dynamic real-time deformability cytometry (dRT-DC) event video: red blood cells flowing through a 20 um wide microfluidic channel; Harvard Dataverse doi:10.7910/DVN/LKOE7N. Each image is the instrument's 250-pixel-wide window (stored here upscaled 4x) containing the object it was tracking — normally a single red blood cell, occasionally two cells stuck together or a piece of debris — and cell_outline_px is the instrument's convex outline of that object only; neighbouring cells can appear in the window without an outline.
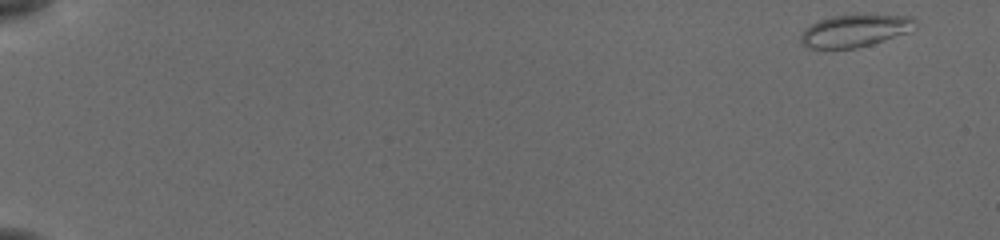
{"species": "common noctule bat (a hibernating species)", "species_latin": "Nyctalus noctula", "temperature_condition": "cold", "stored_images_in_passage": 54, "camera_frame_rate_fps": 3000, "um_per_image_px": 0.085, "animal": {"sex": "female", "body_mass_g": 19.5, "forearm_length_mm": 54.1}, "frame": {"image": 1, "passage_image": 1, "time_ms": 0.0, "image_size_px": [1000, 240], "cell_outline_px": [[916, 28], [908, 32], [872, 44], [856, 48], [804, 48], [800, 44], [800, 36], [804, 28], [820, 20], [832, 16], [864, 12], [912, 16], [916, 20]], "centroid_in_image_um": [72.69, 2.57], "position_along_channel_um": 12.3, "area_um2": 22.43}}
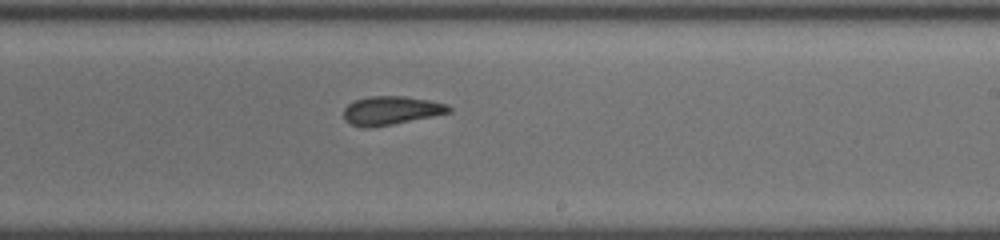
{"frame": {"image": 2, "passage_image": 34, "time_ms": 11.0, "image_size_px": [1000, 240], "cell_outline_px": [[452, 112], [372, 128], [364, 128], [352, 124], [344, 120], [344, 108], [348, 104], [356, 100], [368, 96], [404, 96], [428, 100], [448, 104], [452, 108]], "centroid_in_image_um": [33.24, 9.39], "position_along_channel_um": 255.8, "area_um2": 17.51}}
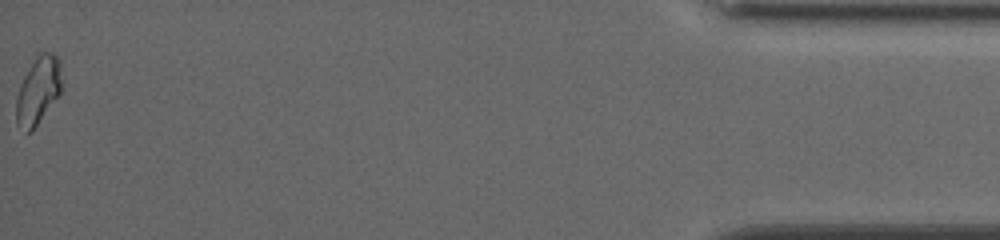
{"frame": {"image": 3, "passage_image": 54, "time_ms": 17.667, "image_size_px": [1000, 240], "cell_outline_px": [[60, 92], [32, 132], [28, 132], [16, 124], [16, 100], [20, 84], [24, 76], [36, 56], [40, 52], [52, 52], [60, 60]], "centroid_in_image_um": [3.22, 7.69], "position_along_channel_um": 432.0, "area_um2": 17.57}, "authors_computed_cell_mechanics": {"area_um2": 17.918, "velocity_mm_per_s": 3.8507, "shape_relaxation_time_tau1_ms": null, "shape_relaxation_time_tau2_ms": 3.1158, "deformation_change_tau1": null, "deformation_change_tau2": 0.0603}}